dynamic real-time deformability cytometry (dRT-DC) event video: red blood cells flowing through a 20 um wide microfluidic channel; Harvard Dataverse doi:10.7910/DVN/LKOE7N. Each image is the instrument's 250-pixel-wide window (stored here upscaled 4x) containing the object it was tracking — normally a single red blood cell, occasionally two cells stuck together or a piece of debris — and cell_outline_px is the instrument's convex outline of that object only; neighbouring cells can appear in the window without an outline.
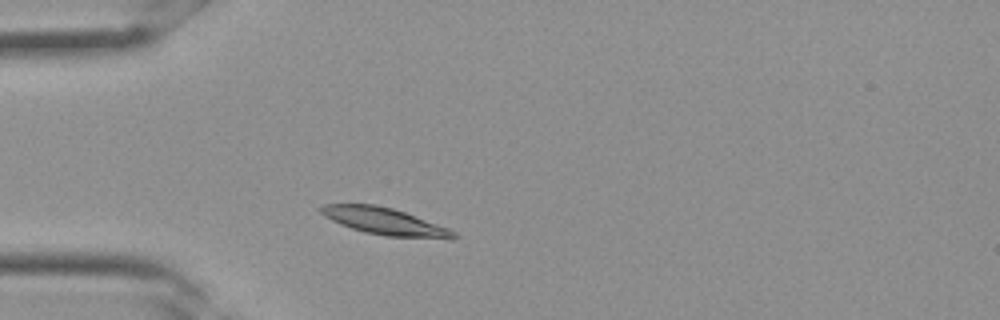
{"species": "Egyptian fruit bat (a non-hibernating species)", "species_latin": "Rousettus aegyptiacus", "temperature_condition": "room temperature", "stored_images_in_passage": 9, "camera_frame_rate_fps": 3000, "um_per_image_px": 0.085, "frame": {"image": 1, "passage_image": 4, "time_ms": 1.0, "image_size_px": [1000, 320], "cell_outline_px": [[456, 236], [452, 240], [384, 236], [364, 232], [340, 224], [324, 216], [316, 208], [324, 204], [372, 204], [392, 208], [404, 212], [448, 228], [456, 232]], "centroid_in_image_um": [32.7, 18.83], "position_along_channel_um": 52.3, "area_um2": 20.98}}
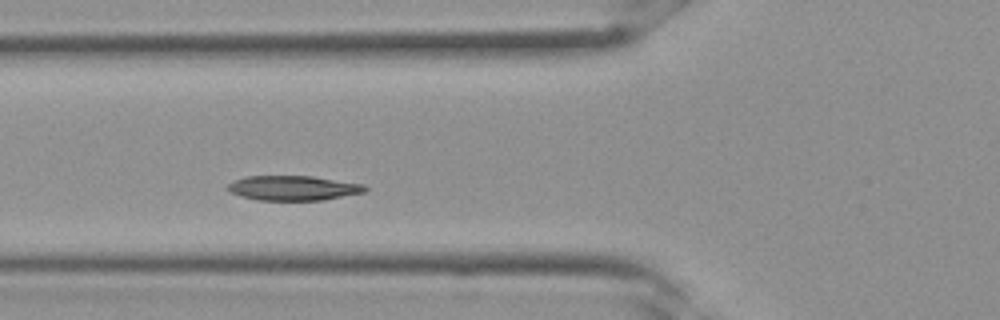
{"frame": {"image": 2, "passage_image": 7, "time_ms": 2.0, "image_size_px": [1000, 320], "cell_outline_px": [[368, 188], [364, 192], [324, 200], [256, 200], [228, 192], [224, 188], [228, 184], [236, 180], [248, 176], [312, 176], [364, 184]], "centroid_in_image_um": [24.9, 15.98], "position_along_channel_um": 100.9, "area_um2": 19.83}}
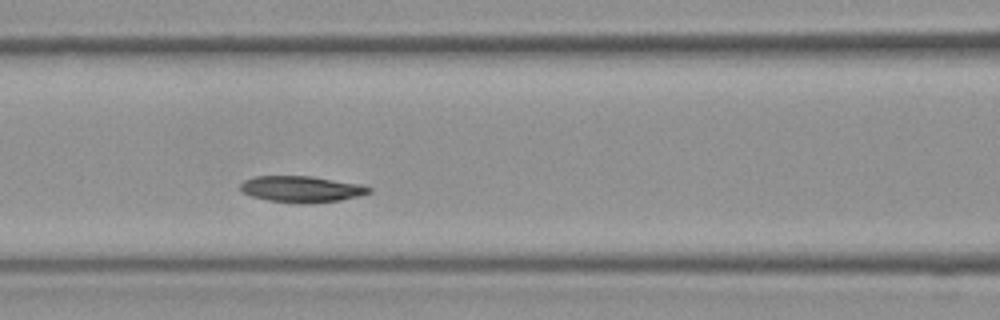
{"frame": {"image": 3, "passage_image": 9, "time_ms": 2.667, "image_size_px": [1000, 320], "cell_outline_px": [[372, 192], [340, 200], [304, 204], [268, 200], [252, 196], [240, 192], [240, 184], [244, 180], [256, 176], [312, 176], [360, 184], [372, 188]], "centroid_in_image_um": [25.6, 16.07], "position_along_channel_um": 141.0, "area_um2": 19.65}}